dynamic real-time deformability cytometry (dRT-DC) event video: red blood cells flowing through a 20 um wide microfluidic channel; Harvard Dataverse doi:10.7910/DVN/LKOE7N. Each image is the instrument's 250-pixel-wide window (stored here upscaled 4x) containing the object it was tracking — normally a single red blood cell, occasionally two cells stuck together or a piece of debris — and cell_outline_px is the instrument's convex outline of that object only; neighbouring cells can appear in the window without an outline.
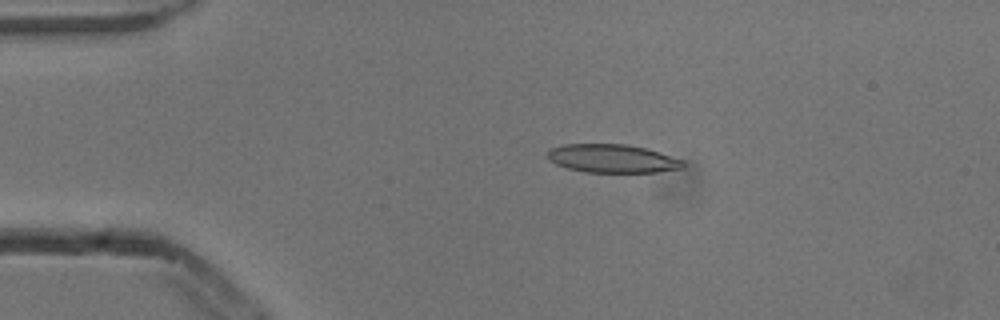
{"species": "common noctule bat (a hibernating species)", "species_latin": "Nyctalus noctula", "temperature_condition": "cold", "stored_images_in_passage": 3, "camera_frame_rate_fps": 3000, "um_per_image_px": 0.085, "animal": {"sex": "male", "body_mass_g": 13.3}, "frame": {"image": 1, "passage_image": 2, "time_ms": 0.333, "image_size_px": [1000, 320], "cell_outline_px": [[684, 164], [680, 168], [656, 172], [584, 172], [568, 168], [556, 164], [548, 160], [548, 152], [552, 148], [564, 144], [628, 144], [660, 152], [684, 160]], "centroid_in_image_um": [52.04, 13.47], "position_along_channel_um": 33.0, "area_um2": 22.31}}